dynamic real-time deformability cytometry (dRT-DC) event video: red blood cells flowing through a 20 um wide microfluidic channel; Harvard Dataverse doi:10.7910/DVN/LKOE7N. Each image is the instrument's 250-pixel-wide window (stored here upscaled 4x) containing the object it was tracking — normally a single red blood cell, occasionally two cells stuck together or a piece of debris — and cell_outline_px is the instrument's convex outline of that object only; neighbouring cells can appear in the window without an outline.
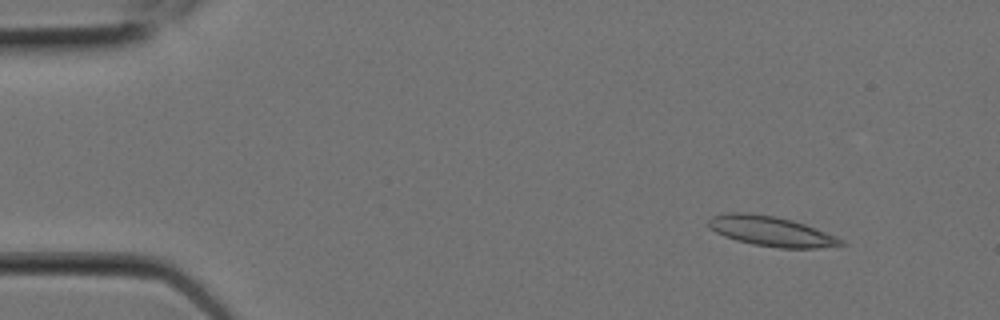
{"species": "Egyptian fruit bat (a non-hibernating species)", "species_latin": "Rousettus aegyptiacus", "temperature_condition": "room temperature", "stored_images_in_passage": 5, "camera_frame_rate_fps": 3000, "um_per_image_px": 0.085, "animal": {"sex": "female"}, "frame": {"image": 1, "passage_image": 2, "time_ms": 0.333, "image_size_px": [1000, 320], "cell_outline_px": [[848, 244], [816, 248], [780, 248], [752, 244], [736, 240], [724, 236], [708, 228], [708, 220], [712, 216], [728, 212], [748, 212], [776, 216], [792, 220], [816, 228], [836, 236], [844, 240]], "centroid_in_image_um": [65.54, 19.65], "position_along_channel_um": 19.5, "area_um2": 23.29}}
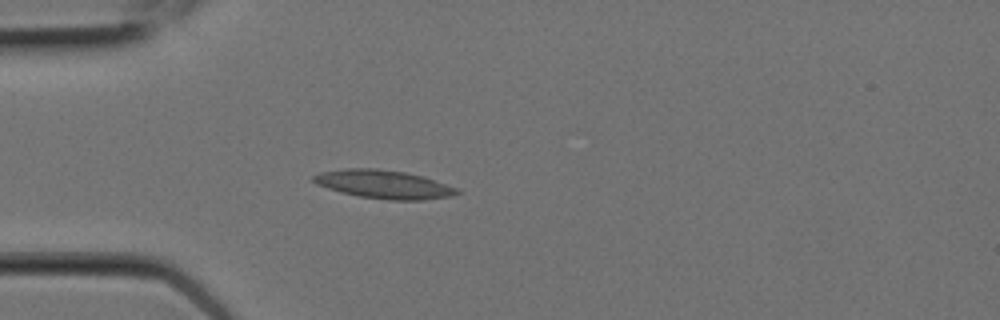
{"frame": {"image": 2, "passage_image": 5, "time_ms": 1.333, "image_size_px": [1000, 320], "cell_outline_px": [[460, 192], [452, 196], [424, 200], [388, 200], [360, 196], [340, 192], [316, 184], [312, 180], [312, 176], [320, 172], [348, 168], [376, 168], [404, 172], [420, 176], [460, 188]], "centroid_in_image_um": [32.62, 15.67], "position_along_channel_um": 52.4, "area_um2": 23.7}}